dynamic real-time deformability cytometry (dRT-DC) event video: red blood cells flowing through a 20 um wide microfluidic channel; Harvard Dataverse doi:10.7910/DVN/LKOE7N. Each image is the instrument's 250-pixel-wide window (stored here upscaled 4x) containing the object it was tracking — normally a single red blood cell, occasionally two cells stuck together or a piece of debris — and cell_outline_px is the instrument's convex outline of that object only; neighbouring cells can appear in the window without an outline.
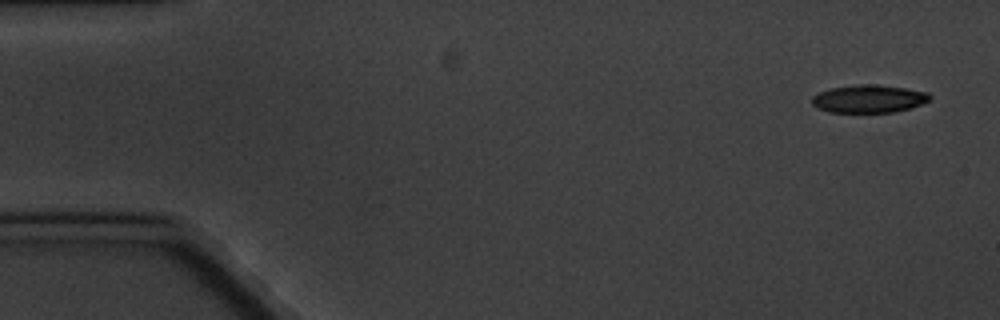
{"species": "common noctule bat (a hibernating species)", "species_latin": "Nyctalus noctula", "temperature_condition": "cold", "stored_images_in_passage": 11, "camera_frame_rate_fps": 3000, "um_per_image_px": 0.085, "animal": {"sex": "male", "body_mass_g": 20.1, "forearm_length_mm": 53.5}, "frame": {"image": 1, "passage_image": 1, "time_ms": 0.0, "image_size_px": [1000, 320], "cell_outline_px": [[932, 96], [928, 100], [912, 108], [892, 112], [828, 112], [816, 108], [812, 104], [812, 96], [820, 92], [832, 88], [856, 84], [872, 84], [904, 88], [928, 92]], "centroid_in_image_um": [73.83, 8.4], "position_along_channel_um": 11.2, "area_um2": 19.07}}
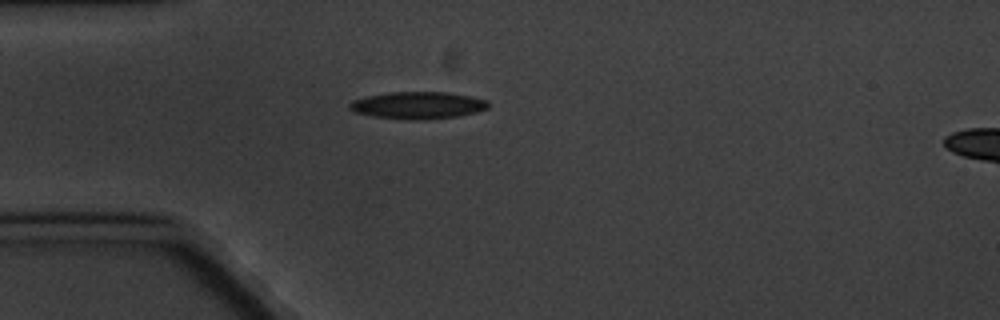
{"frame": {"image": 2, "passage_image": 4, "time_ms": 4.333, "image_size_px": [1000, 320], "cell_outline_px": [[488, 108], [476, 112], [460, 116], [424, 120], [408, 120], [372, 116], [356, 112], [348, 104], [352, 100], [368, 96], [392, 92], [444, 92], [468, 96], [488, 100]], "centroid_in_image_um": [35.54, 8.96], "position_along_channel_um": 49.5, "area_um2": 21.79}}